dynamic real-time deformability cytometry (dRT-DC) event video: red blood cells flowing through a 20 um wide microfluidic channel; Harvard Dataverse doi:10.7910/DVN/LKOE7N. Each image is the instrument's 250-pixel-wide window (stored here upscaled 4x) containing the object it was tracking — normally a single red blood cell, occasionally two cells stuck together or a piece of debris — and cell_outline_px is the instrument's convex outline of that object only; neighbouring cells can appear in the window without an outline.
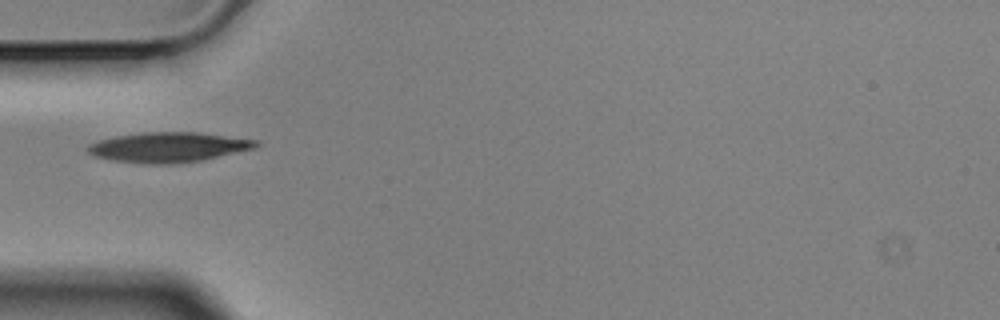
{"species": "Egyptian fruit bat (a non-hibernating species)", "species_latin": "Rousettus aegyptiacus", "temperature_condition": "cold", "stored_images_in_passage": 7, "camera_frame_rate_fps": 3000, "um_per_image_px": 0.085, "animal": {"sex": "male"}, "frame": {"image": 1, "passage_image": 4, "time_ms": 1.0, "image_size_px": [1000, 320], "cell_outline_px": [[260, 144], [256, 148], [204, 160], [180, 164], [148, 164], [112, 160], [92, 156], [88, 152], [88, 144], [100, 140], [116, 136], [144, 132], [196, 132], [260, 140]], "centroid_in_image_um": [14.36, 12.52], "position_along_channel_um": 70.6, "area_um2": 29.65}}
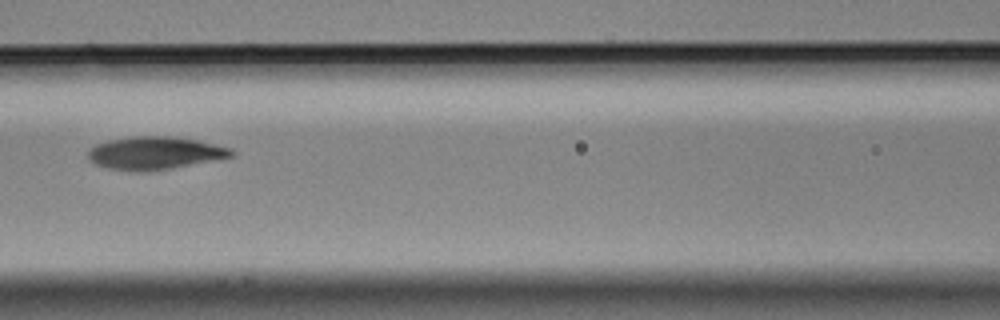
{"frame": {"image": 2, "passage_image": 6, "time_ms": 1.667, "image_size_px": [1000, 320], "cell_outline_px": [[236, 152], [232, 156], [172, 168], [148, 172], [136, 172], [108, 168], [96, 164], [88, 160], [88, 148], [96, 144], [108, 140], [132, 136], [172, 136], [196, 140], [232, 148]], "centroid_in_image_um": [13.12, 13.01], "position_along_channel_um": 153.5, "area_um2": 27.51}}
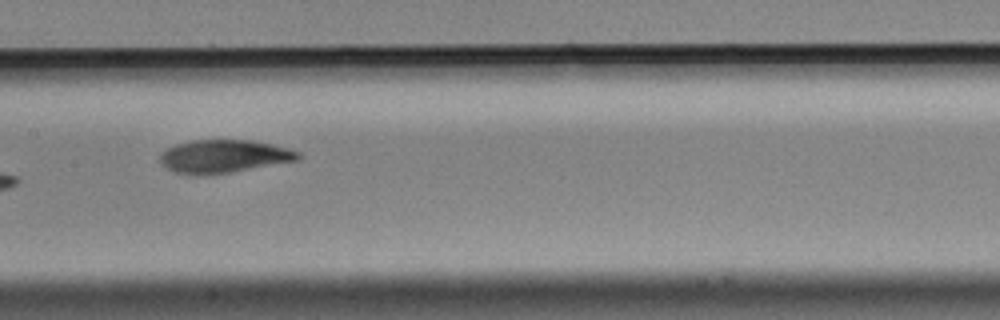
{"frame": {"image": 3, "passage_image": 7, "time_ms": 2.0, "image_size_px": [1000, 320], "cell_outline_px": [[300, 156], [296, 160], [232, 172], [208, 176], [196, 176], [176, 172], [160, 164], [160, 152], [176, 144], [192, 140], [252, 140], [272, 144], [288, 148], [300, 152]], "centroid_in_image_um": [18.98, 13.3], "position_along_channel_um": 188.4, "area_um2": 26.7}}